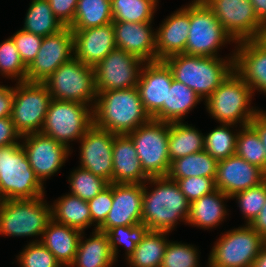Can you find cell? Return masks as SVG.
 Segmentation results:
<instances>
[{
    "label": "cell",
    "mask_w": 266,
    "mask_h": 267,
    "mask_svg": "<svg viewBox=\"0 0 266 267\" xmlns=\"http://www.w3.org/2000/svg\"><path fill=\"white\" fill-rule=\"evenodd\" d=\"M266 240L243 224L219 236L208 255V267H252Z\"/></svg>",
    "instance_id": "obj_9"
},
{
    "label": "cell",
    "mask_w": 266,
    "mask_h": 267,
    "mask_svg": "<svg viewBox=\"0 0 266 267\" xmlns=\"http://www.w3.org/2000/svg\"><path fill=\"white\" fill-rule=\"evenodd\" d=\"M52 12L65 27H69L74 20L78 0H48Z\"/></svg>",
    "instance_id": "obj_48"
},
{
    "label": "cell",
    "mask_w": 266,
    "mask_h": 267,
    "mask_svg": "<svg viewBox=\"0 0 266 267\" xmlns=\"http://www.w3.org/2000/svg\"><path fill=\"white\" fill-rule=\"evenodd\" d=\"M51 100L52 96L44 83H15L10 117L21 136L41 132Z\"/></svg>",
    "instance_id": "obj_12"
},
{
    "label": "cell",
    "mask_w": 266,
    "mask_h": 267,
    "mask_svg": "<svg viewBox=\"0 0 266 267\" xmlns=\"http://www.w3.org/2000/svg\"><path fill=\"white\" fill-rule=\"evenodd\" d=\"M250 125L257 131L260 136L261 142L265 148L266 154V110L262 108L255 114L251 120ZM265 176H266V158H265Z\"/></svg>",
    "instance_id": "obj_51"
},
{
    "label": "cell",
    "mask_w": 266,
    "mask_h": 267,
    "mask_svg": "<svg viewBox=\"0 0 266 267\" xmlns=\"http://www.w3.org/2000/svg\"><path fill=\"white\" fill-rule=\"evenodd\" d=\"M85 235L87 234L82 232L75 260L70 267H113L116 265L106 232L95 229L88 238Z\"/></svg>",
    "instance_id": "obj_28"
},
{
    "label": "cell",
    "mask_w": 266,
    "mask_h": 267,
    "mask_svg": "<svg viewBox=\"0 0 266 267\" xmlns=\"http://www.w3.org/2000/svg\"><path fill=\"white\" fill-rule=\"evenodd\" d=\"M87 202L93 230L98 229L104 223L113 203V183H109L105 189Z\"/></svg>",
    "instance_id": "obj_47"
},
{
    "label": "cell",
    "mask_w": 266,
    "mask_h": 267,
    "mask_svg": "<svg viewBox=\"0 0 266 267\" xmlns=\"http://www.w3.org/2000/svg\"><path fill=\"white\" fill-rule=\"evenodd\" d=\"M116 134L94 125L79 140V165L112 183L113 141Z\"/></svg>",
    "instance_id": "obj_17"
},
{
    "label": "cell",
    "mask_w": 266,
    "mask_h": 267,
    "mask_svg": "<svg viewBox=\"0 0 266 267\" xmlns=\"http://www.w3.org/2000/svg\"><path fill=\"white\" fill-rule=\"evenodd\" d=\"M230 199H235L242 218H245L244 224L249 225L260 213L266 201V179L255 187L234 194Z\"/></svg>",
    "instance_id": "obj_43"
},
{
    "label": "cell",
    "mask_w": 266,
    "mask_h": 267,
    "mask_svg": "<svg viewBox=\"0 0 266 267\" xmlns=\"http://www.w3.org/2000/svg\"><path fill=\"white\" fill-rule=\"evenodd\" d=\"M148 231L149 228L144 223L131 226H116L109 229L106 234L115 260L118 262V254L121 252L119 248L121 247L125 250L124 260H126Z\"/></svg>",
    "instance_id": "obj_38"
},
{
    "label": "cell",
    "mask_w": 266,
    "mask_h": 267,
    "mask_svg": "<svg viewBox=\"0 0 266 267\" xmlns=\"http://www.w3.org/2000/svg\"><path fill=\"white\" fill-rule=\"evenodd\" d=\"M51 206V219L59 224L70 226L85 232L92 226V217L86 200L78 196L65 193L53 200Z\"/></svg>",
    "instance_id": "obj_30"
},
{
    "label": "cell",
    "mask_w": 266,
    "mask_h": 267,
    "mask_svg": "<svg viewBox=\"0 0 266 267\" xmlns=\"http://www.w3.org/2000/svg\"><path fill=\"white\" fill-rule=\"evenodd\" d=\"M92 126V107L52 98L41 133L65 145L73 153L71 142L78 143Z\"/></svg>",
    "instance_id": "obj_8"
},
{
    "label": "cell",
    "mask_w": 266,
    "mask_h": 267,
    "mask_svg": "<svg viewBox=\"0 0 266 267\" xmlns=\"http://www.w3.org/2000/svg\"><path fill=\"white\" fill-rule=\"evenodd\" d=\"M234 70L257 92L266 95V47L257 40L237 42Z\"/></svg>",
    "instance_id": "obj_23"
},
{
    "label": "cell",
    "mask_w": 266,
    "mask_h": 267,
    "mask_svg": "<svg viewBox=\"0 0 266 267\" xmlns=\"http://www.w3.org/2000/svg\"><path fill=\"white\" fill-rule=\"evenodd\" d=\"M190 27V3L181 6L162 23L156 31V61L176 54H185Z\"/></svg>",
    "instance_id": "obj_22"
},
{
    "label": "cell",
    "mask_w": 266,
    "mask_h": 267,
    "mask_svg": "<svg viewBox=\"0 0 266 267\" xmlns=\"http://www.w3.org/2000/svg\"><path fill=\"white\" fill-rule=\"evenodd\" d=\"M67 178L70 189L68 192L86 201L93 199L109 185L103 177L94 175L80 166L72 169Z\"/></svg>",
    "instance_id": "obj_40"
},
{
    "label": "cell",
    "mask_w": 266,
    "mask_h": 267,
    "mask_svg": "<svg viewBox=\"0 0 266 267\" xmlns=\"http://www.w3.org/2000/svg\"><path fill=\"white\" fill-rule=\"evenodd\" d=\"M64 28L65 26L52 12L48 0H31L21 29L46 37Z\"/></svg>",
    "instance_id": "obj_34"
},
{
    "label": "cell",
    "mask_w": 266,
    "mask_h": 267,
    "mask_svg": "<svg viewBox=\"0 0 266 267\" xmlns=\"http://www.w3.org/2000/svg\"><path fill=\"white\" fill-rule=\"evenodd\" d=\"M218 161L205 150L170 162L167 177L172 180L187 177H216Z\"/></svg>",
    "instance_id": "obj_33"
},
{
    "label": "cell",
    "mask_w": 266,
    "mask_h": 267,
    "mask_svg": "<svg viewBox=\"0 0 266 267\" xmlns=\"http://www.w3.org/2000/svg\"><path fill=\"white\" fill-rule=\"evenodd\" d=\"M204 134L188 122L169 123V158L170 161L204 150Z\"/></svg>",
    "instance_id": "obj_31"
},
{
    "label": "cell",
    "mask_w": 266,
    "mask_h": 267,
    "mask_svg": "<svg viewBox=\"0 0 266 267\" xmlns=\"http://www.w3.org/2000/svg\"><path fill=\"white\" fill-rule=\"evenodd\" d=\"M21 145L36 177L45 186L47 179L58 173L72 155L65 145L41 132L23 135Z\"/></svg>",
    "instance_id": "obj_15"
},
{
    "label": "cell",
    "mask_w": 266,
    "mask_h": 267,
    "mask_svg": "<svg viewBox=\"0 0 266 267\" xmlns=\"http://www.w3.org/2000/svg\"><path fill=\"white\" fill-rule=\"evenodd\" d=\"M26 72L27 66L23 63L12 37L9 36L0 43V76L18 83L26 81Z\"/></svg>",
    "instance_id": "obj_41"
},
{
    "label": "cell",
    "mask_w": 266,
    "mask_h": 267,
    "mask_svg": "<svg viewBox=\"0 0 266 267\" xmlns=\"http://www.w3.org/2000/svg\"><path fill=\"white\" fill-rule=\"evenodd\" d=\"M254 96L251 87L233 70L207 98L204 106L217 123L246 126L260 110L251 105Z\"/></svg>",
    "instance_id": "obj_4"
},
{
    "label": "cell",
    "mask_w": 266,
    "mask_h": 267,
    "mask_svg": "<svg viewBox=\"0 0 266 267\" xmlns=\"http://www.w3.org/2000/svg\"><path fill=\"white\" fill-rule=\"evenodd\" d=\"M258 40L266 47V26L260 33Z\"/></svg>",
    "instance_id": "obj_55"
},
{
    "label": "cell",
    "mask_w": 266,
    "mask_h": 267,
    "mask_svg": "<svg viewBox=\"0 0 266 267\" xmlns=\"http://www.w3.org/2000/svg\"><path fill=\"white\" fill-rule=\"evenodd\" d=\"M22 136L15 129L10 116L0 118V147L21 143Z\"/></svg>",
    "instance_id": "obj_49"
},
{
    "label": "cell",
    "mask_w": 266,
    "mask_h": 267,
    "mask_svg": "<svg viewBox=\"0 0 266 267\" xmlns=\"http://www.w3.org/2000/svg\"><path fill=\"white\" fill-rule=\"evenodd\" d=\"M265 179L266 176L259 167L233 155L218 161L215 187L232 197L238 192L259 185Z\"/></svg>",
    "instance_id": "obj_20"
},
{
    "label": "cell",
    "mask_w": 266,
    "mask_h": 267,
    "mask_svg": "<svg viewBox=\"0 0 266 267\" xmlns=\"http://www.w3.org/2000/svg\"><path fill=\"white\" fill-rule=\"evenodd\" d=\"M159 0H111L113 21L153 22Z\"/></svg>",
    "instance_id": "obj_37"
},
{
    "label": "cell",
    "mask_w": 266,
    "mask_h": 267,
    "mask_svg": "<svg viewBox=\"0 0 266 267\" xmlns=\"http://www.w3.org/2000/svg\"><path fill=\"white\" fill-rule=\"evenodd\" d=\"M167 232L149 230L134 252L125 260L129 267H160L169 235Z\"/></svg>",
    "instance_id": "obj_32"
},
{
    "label": "cell",
    "mask_w": 266,
    "mask_h": 267,
    "mask_svg": "<svg viewBox=\"0 0 266 267\" xmlns=\"http://www.w3.org/2000/svg\"><path fill=\"white\" fill-rule=\"evenodd\" d=\"M112 183L144 184L149 177L143 172L132 139L115 135L113 141Z\"/></svg>",
    "instance_id": "obj_25"
},
{
    "label": "cell",
    "mask_w": 266,
    "mask_h": 267,
    "mask_svg": "<svg viewBox=\"0 0 266 267\" xmlns=\"http://www.w3.org/2000/svg\"><path fill=\"white\" fill-rule=\"evenodd\" d=\"M231 52L225 57L183 53L167 57L164 61L171 68L174 79L191 88L205 102L234 70L235 47Z\"/></svg>",
    "instance_id": "obj_3"
},
{
    "label": "cell",
    "mask_w": 266,
    "mask_h": 267,
    "mask_svg": "<svg viewBox=\"0 0 266 267\" xmlns=\"http://www.w3.org/2000/svg\"><path fill=\"white\" fill-rule=\"evenodd\" d=\"M113 22L111 0H78L70 29H88Z\"/></svg>",
    "instance_id": "obj_35"
},
{
    "label": "cell",
    "mask_w": 266,
    "mask_h": 267,
    "mask_svg": "<svg viewBox=\"0 0 266 267\" xmlns=\"http://www.w3.org/2000/svg\"><path fill=\"white\" fill-rule=\"evenodd\" d=\"M241 127L219 123V126L204 134V150L217 161L235 155L237 136Z\"/></svg>",
    "instance_id": "obj_36"
},
{
    "label": "cell",
    "mask_w": 266,
    "mask_h": 267,
    "mask_svg": "<svg viewBox=\"0 0 266 267\" xmlns=\"http://www.w3.org/2000/svg\"><path fill=\"white\" fill-rule=\"evenodd\" d=\"M21 143L0 151V201L34 199L46 195Z\"/></svg>",
    "instance_id": "obj_6"
},
{
    "label": "cell",
    "mask_w": 266,
    "mask_h": 267,
    "mask_svg": "<svg viewBox=\"0 0 266 267\" xmlns=\"http://www.w3.org/2000/svg\"><path fill=\"white\" fill-rule=\"evenodd\" d=\"M173 79L171 68L164 60L144 63L137 88L143 107L151 118L163 107V104H167L168 89Z\"/></svg>",
    "instance_id": "obj_18"
},
{
    "label": "cell",
    "mask_w": 266,
    "mask_h": 267,
    "mask_svg": "<svg viewBox=\"0 0 266 267\" xmlns=\"http://www.w3.org/2000/svg\"><path fill=\"white\" fill-rule=\"evenodd\" d=\"M176 183L189 203L216 189L215 177H187L176 180Z\"/></svg>",
    "instance_id": "obj_45"
},
{
    "label": "cell",
    "mask_w": 266,
    "mask_h": 267,
    "mask_svg": "<svg viewBox=\"0 0 266 267\" xmlns=\"http://www.w3.org/2000/svg\"><path fill=\"white\" fill-rule=\"evenodd\" d=\"M153 22L113 21L115 45L144 62L156 61V30Z\"/></svg>",
    "instance_id": "obj_21"
},
{
    "label": "cell",
    "mask_w": 266,
    "mask_h": 267,
    "mask_svg": "<svg viewBox=\"0 0 266 267\" xmlns=\"http://www.w3.org/2000/svg\"><path fill=\"white\" fill-rule=\"evenodd\" d=\"M249 225L266 240V201L260 213Z\"/></svg>",
    "instance_id": "obj_52"
},
{
    "label": "cell",
    "mask_w": 266,
    "mask_h": 267,
    "mask_svg": "<svg viewBox=\"0 0 266 267\" xmlns=\"http://www.w3.org/2000/svg\"><path fill=\"white\" fill-rule=\"evenodd\" d=\"M143 184L113 183V203L98 230L142 223Z\"/></svg>",
    "instance_id": "obj_19"
},
{
    "label": "cell",
    "mask_w": 266,
    "mask_h": 267,
    "mask_svg": "<svg viewBox=\"0 0 266 267\" xmlns=\"http://www.w3.org/2000/svg\"><path fill=\"white\" fill-rule=\"evenodd\" d=\"M228 200H231L230 197L216 188L213 192L193 201L190 203L186 224L207 231L219 227L226 221L227 216L229 218L231 211L225 203Z\"/></svg>",
    "instance_id": "obj_26"
},
{
    "label": "cell",
    "mask_w": 266,
    "mask_h": 267,
    "mask_svg": "<svg viewBox=\"0 0 266 267\" xmlns=\"http://www.w3.org/2000/svg\"><path fill=\"white\" fill-rule=\"evenodd\" d=\"M235 155L259 167L265 174V148L259 134L250 124L240 128Z\"/></svg>",
    "instance_id": "obj_39"
},
{
    "label": "cell",
    "mask_w": 266,
    "mask_h": 267,
    "mask_svg": "<svg viewBox=\"0 0 266 267\" xmlns=\"http://www.w3.org/2000/svg\"><path fill=\"white\" fill-rule=\"evenodd\" d=\"M204 2L236 43L257 40L265 27L257 18L250 0H204Z\"/></svg>",
    "instance_id": "obj_13"
},
{
    "label": "cell",
    "mask_w": 266,
    "mask_h": 267,
    "mask_svg": "<svg viewBox=\"0 0 266 267\" xmlns=\"http://www.w3.org/2000/svg\"><path fill=\"white\" fill-rule=\"evenodd\" d=\"M257 18L266 26V0H250Z\"/></svg>",
    "instance_id": "obj_53"
},
{
    "label": "cell",
    "mask_w": 266,
    "mask_h": 267,
    "mask_svg": "<svg viewBox=\"0 0 266 267\" xmlns=\"http://www.w3.org/2000/svg\"><path fill=\"white\" fill-rule=\"evenodd\" d=\"M236 42L225 31L204 0L190 1V27L185 54L202 57H221L220 49Z\"/></svg>",
    "instance_id": "obj_7"
},
{
    "label": "cell",
    "mask_w": 266,
    "mask_h": 267,
    "mask_svg": "<svg viewBox=\"0 0 266 267\" xmlns=\"http://www.w3.org/2000/svg\"><path fill=\"white\" fill-rule=\"evenodd\" d=\"M189 208L175 180L149 177L143 184L142 223L149 230L171 233L179 222L187 223Z\"/></svg>",
    "instance_id": "obj_1"
},
{
    "label": "cell",
    "mask_w": 266,
    "mask_h": 267,
    "mask_svg": "<svg viewBox=\"0 0 266 267\" xmlns=\"http://www.w3.org/2000/svg\"><path fill=\"white\" fill-rule=\"evenodd\" d=\"M74 57V36L70 27L43 37L35 59L27 67L26 81L41 82Z\"/></svg>",
    "instance_id": "obj_16"
},
{
    "label": "cell",
    "mask_w": 266,
    "mask_h": 267,
    "mask_svg": "<svg viewBox=\"0 0 266 267\" xmlns=\"http://www.w3.org/2000/svg\"><path fill=\"white\" fill-rule=\"evenodd\" d=\"M252 267H266V244L262 247Z\"/></svg>",
    "instance_id": "obj_54"
},
{
    "label": "cell",
    "mask_w": 266,
    "mask_h": 267,
    "mask_svg": "<svg viewBox=\"0 0 266 267\" xmlns=\"http://www.w3.org/2000/svg\"><path fill=\"white\" fill-rule=\"evenodd\" d=\"M74 36V56L85 65L95 67L115 45L113 24L88 29H71Z\"/></svg>",
    "instance_id": "obj_24"
},
{
    "label": "cell",
    "mask_w": 266,
    "mask_h": 267,
    "mask_svg": "<svg viewBox=\"0 0 266 267\" xmlns=\"http://www.w3.org/2000/svg\"><path fill=\"white\" fill-rule=\"evenodd\" d=\"M0 82V118L11 116L13 101V86Z\"/></svg>",
    "instance_id": "obj_50"
},
{
    "label": "cell",
    "mask_w": 266,
    "mask_h": 267,
    "mask_svg": "<svg viewBox=\"0 0 266 267\" xmlns=\"http://www.w3.org/2000/svg\"><path fill=\"white\" fill-rule=\"evenodd\" d=\"M11 37L23 63L28 67L35 59L43 37L27 32L23 29L17 30Z\"/></svg>",
    "instance_id": "obj_46"
},
{
    "label": "cell",
    "mask_w": 266,
    "mask_h": 267,
    "mask_svg": "<svg viewBox=\"0 0 266 267\" xmlns=\"http://www.w3.org/2000/svg\"><path fill=\"white\" fill-rule=\"evenodd\" d=\"M45 196L34 199L1 200L0 236L33 237L34 240L30 239L29 242L40 241L51 220V206L45 200Z\"/></svg>",
    "instance_id": "obj_5"
},
{
    "label": "cell",
    "mask_w": 266,
    "mask_h": 267,
    "mask_svg": "<svg viewBox=\"0 0 266 267\" xmlns=\"http://www.w3.org/2000/svg\"><path fill=\"white\" fill-rule=\"evenodd\" d=\"M15 262L19 267H62L40 241L28 242L16 256Z\"/></svg>",
    "instance_id": "obj_44"
},
{
    "label": "cell",
    "mask_w": 266,
    "mask_h": 267,
    "mask_svg": "<svg viewBox=\"0 0 266 267\" xmlns=\"http://www.w3.org/2000/svg\"><path fill=\"white\" fill-rule=\"evenodd\" d=\"M81 234V231L51 219L40 242L53 253L62 267H70L75 260Z\"/></svg>",
    "instance_id": "obj_27"
},
{
    "label": "cell",
    "mask_w": 266,
    "mask_h": 267,
    "mask_svg": "<svg viewBox=\"0 0 266 267\" xmlns=\"http://www.w3.org/2000/svg\"><path fill=\"white\" fill-rule=\"evenodd\" d=\"M203 102L188 86L173 79L167 94V104L152 117L166 123L185 121L187 114Z\"/></svg>",
    "instance_id": "obj_29"
},
{
    "label": "cell",
    "mask_w": 266,
    "mask_h": 267,
    "mask_svg": "<svg viewBox=\"0 0 266 267\" xmlns=\"http://www.w3.org/2000/svg\"><path fill=\"white\" fill-rule=\"evenodd\" d=\"M151 119L137 87L98 93L93 108V125L116 135H126Z\"/></svg>",
    "instance_id": "obj_2"
},
{
    "label": "cell",
    "mask_w": 266,
    "mask_h": 267,
    "mask_svg": "<svg viewBox=\"0 0 266 267\" xmlns=\"http://www.w3.org/2000/svg\"><path fill=\"white\" fill-rule=\"evenodd\" d=\"M144 61L121 49L111 51L94 67L97 94L137 87Z\"/></svg>",
    "instance_id": "obj_14"
},
{
    "label": "cell",
    "mask_w": 266,
    "mask_h": 267,
    "mask_svg": "<svg viewBox=\"0 0 266 267\" xmlns=\"http://www.w3.org/2000/svg\"><path fill=\"white\" fill-rule=\"evenodd\" d=\"M194 245L169 241L160 267H200V250Z\"/></svg>",
    "instance_id": "obj_42"
},
{
    "label": "cell",
    "mask_w": 266,
    "mask_h": 267,
    "mask_svg": "<svg viewBox=\"0 0 266 267\" xmlns=\"http://www.w3.org/2000/svg\"><path fill=\"white\" fill-rule=\"evenodd\" d=\"M127 135L134 143L143 172L148 177L166 176L171 162L169 123L151 118Z\"/></svg>",
    "instance_id": "obj_11"
},
{
    "label": "cell",
    "mask_w": 266,
    "mask_h": 267,
    "mask_svg": "<svg viewBox=\"0 0 266 267\" xmlns=\"http://www.w3.org/2000/svg\"><path fill=\"white\" fill-rule=\"evenodd\" d=\"M43 83L54 99L78 102L94 108L98 95L94 68L75 56L59 66Z\"/></svg>",
    "instance_id": "obj_10"
}]
</instances>
